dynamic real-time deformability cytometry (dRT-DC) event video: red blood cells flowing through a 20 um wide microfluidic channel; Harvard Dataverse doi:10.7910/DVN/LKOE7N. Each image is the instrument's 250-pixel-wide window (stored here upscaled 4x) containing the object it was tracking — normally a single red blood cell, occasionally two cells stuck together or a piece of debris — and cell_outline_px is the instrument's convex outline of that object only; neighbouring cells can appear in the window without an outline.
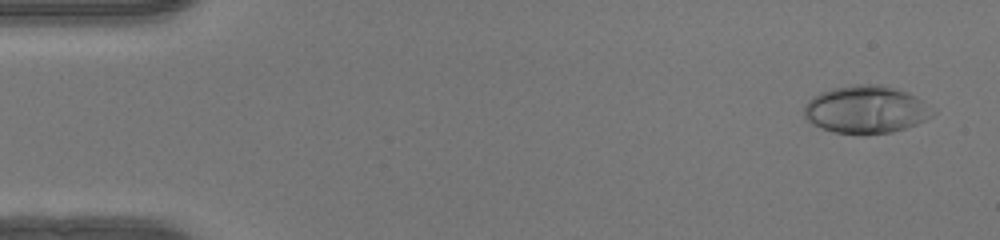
{"species": "human", "species_latin": "Homo sapiens", "temperature_condition": "warm", "stored_images_in_passage": 50, "camera_frame_rate_fps": 3000, "um_per_image_px": 0.085, "donor": {"sex": "female"}, "frame": {"image": 1, "passage_image": 3, "time_ms": 0.667, "image_size_px": [1000, 240], "cell_outline_px": [[936, 112], [932, 116], [916, 124], [892, 132], [864, 136], [832, 132], [812, 124], [804, 116], [804, 108], [808, 100], [812, 96], [820, 92], [832, 88], [856, 84], [880, 84], [908, 92], [916, 96]], "centroid_in_image_um": [73.58, 9.33], "position_along_channel_um": 11.4, "area_um2": 36.07}}
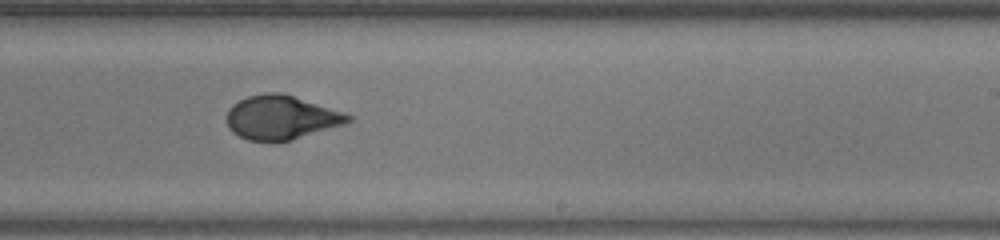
{"frame": {"image": 2, "passage_image": 31, "time_ms": 10.0, "image_size_px": [1000, 240], "cell_outline_px": [[352, 120], [344, 124], [292, 140], [272, 144], [248, 140], [232, 132], [228, 128], [228, 108], [232, 104], [248, 96], [268, 92], [280, 92], [352, 116]], "centroid_in_image_um": [23.84, 10.03], "position_along_channel_um": 265.2, "area_um2": 30.98}}
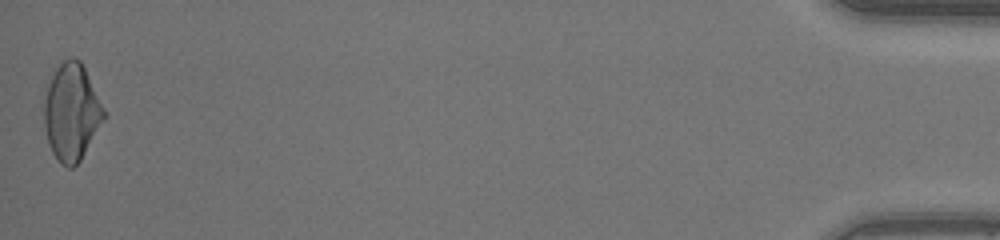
{"frame": {"image": 3, "passage_image": 50, "time_ms": 16.333, "image_size_px": [1000, 240], "cell_outline_px": [[104, 120], [80, 160], [72, 168], [68, 168], [60, 164], [52, 152], [48, 144], [44, 124], [44, 100], [48, 84], [56, 68], [68, 56], [72, 56], [80, 60], [104, 108]], "centroid_in_image_um": [6.06, 9.54], "position_along_channel_um": 429.1, "area_um2": 33.52}, "authors_computed_cell_mechanics": {"area_um2": 31.9923, "velocity_mm_per_s": 4.1794, "shape_relaxation_time_tau1_ms": 6.9524, "shape_relaxation_time_tau2_ms": null, "deformation_change_tau1": 0.2807, "deformation_change_tau2": null}}